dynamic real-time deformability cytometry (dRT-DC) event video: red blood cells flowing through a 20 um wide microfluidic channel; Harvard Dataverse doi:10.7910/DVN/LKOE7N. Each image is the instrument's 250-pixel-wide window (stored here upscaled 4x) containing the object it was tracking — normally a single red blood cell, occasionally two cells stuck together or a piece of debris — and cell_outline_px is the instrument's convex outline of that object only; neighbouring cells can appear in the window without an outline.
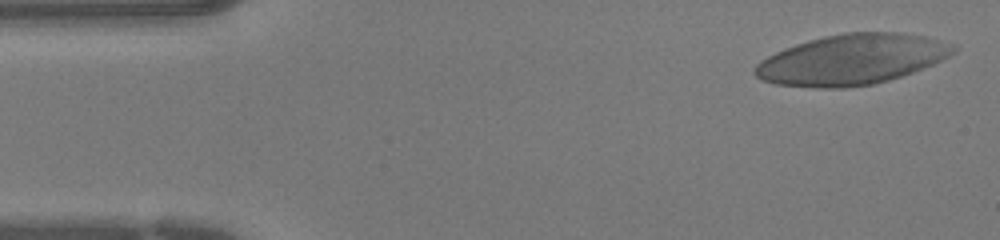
{"species": "human", "species_latin": "Homo sapiens", "temperature_condition": "warm", "stored_images_in_passage": 44, "camera_frame_rate_fps": 3000, "um_per_image_px": 0.085, "donor": {"sex": "female"}, "frame": {"image": 1, "passage_image": 1, "time_ms": 0.0, "image_size_px": [1000, 240], "cell_outline_px": [[956, 52], [932, 64], [912, 72], [888, 80], [872, 84], [844, 88], [816, 88], [776, 84], [764, 80], [756, 76], [752, 72], [756, 64], [760, 60], [776, 52], [796, 44], [824, 36], [848, 32], [896, 32], [924, 36], [956, 44]], "centroid_in_image_um": [72.39, 5.06], "position_along_channel_um": 12.6, "area_um2": 57.97}}
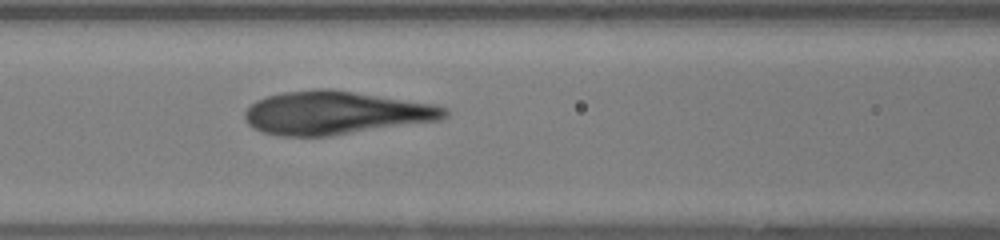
{"frame": {"image": 2, "passage_image": 17, "time_ms": 5.333, "image_size_px": [1000, 240], "cell_outline_px": [[448, 116], [440, 120], [328, 136], [280, 136], [260, 132], [252, 128], [244, 120], [244, 112], [256, 100], [268, 96], [284, 92], [316, 88], [332, 88], [436, 104], [448, 108]], "centroid_in_image_um": [28.52, 9.58], "position_along_channel_um": 138.1, "area_um2": 50.75}}
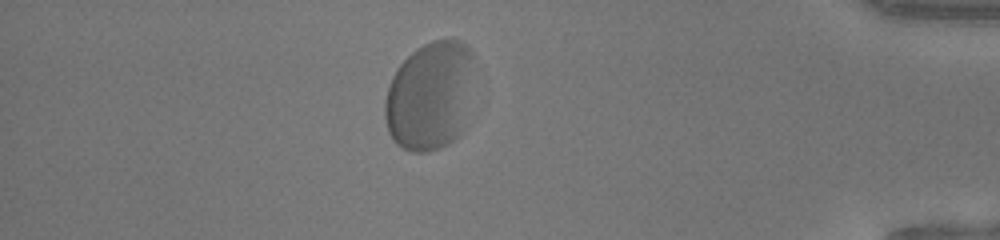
{"frame": {"image": 3, "passage_image": 38, "time_ms": 12.333, "image_size_px": [1000, 240], "cell_outline_px": [[472, 56], [460, 136], [448, 144], [440, 148], [428, 152], [412, 152], [400, 148], [392, 140], [388, 132], [384, 116], [384, 100], [392, 76], [396, 68], [416, 48], [432, 40], [448, 36], [452, 36], [468, 44]], "centroid_in_image_um": [36.45, 8.13], "position_along_channel_um": 398.8, "area_um2": 56.18}}